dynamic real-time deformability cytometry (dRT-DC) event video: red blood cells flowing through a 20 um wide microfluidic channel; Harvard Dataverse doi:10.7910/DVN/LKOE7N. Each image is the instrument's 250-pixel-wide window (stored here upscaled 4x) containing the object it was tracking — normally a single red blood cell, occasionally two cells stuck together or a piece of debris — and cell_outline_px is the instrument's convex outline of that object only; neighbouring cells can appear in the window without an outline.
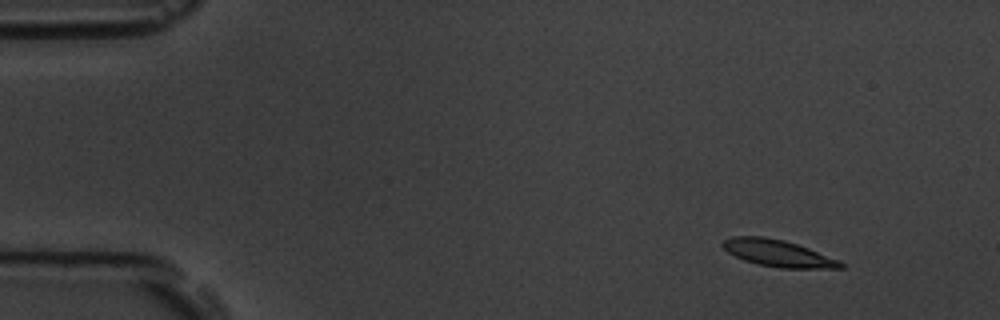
{"species": "common noctule bat (a hibernating species)", "species_latin": "Nyctalus noctula", "temperature_condition": "room temperature", "stored_images_in_passage": 4, "camera_frame_rate_fps": 3000, "um_per_image_px": 0.085, "animal": {"sex": "male", "body_mass_g": 19.5, "forearm_length_mm": 54.6}, "frame": {"image": 1, "passage_image": 1, "time_ms": 0.0, "image_size_px": [1000, 320], "cell_outline_px": [[844, 268], [780, 268], [760, 264], [744, 260], [728, 252], [720, 244], [724, 240], [732, 236], [764, 236], [784, 240], [808, 248], [840, 260], [844, 264]], "centroid_in_image_um": [66.13, 21.52], "position_along_channel_um": 18.9, "area_um2": 18.26}}
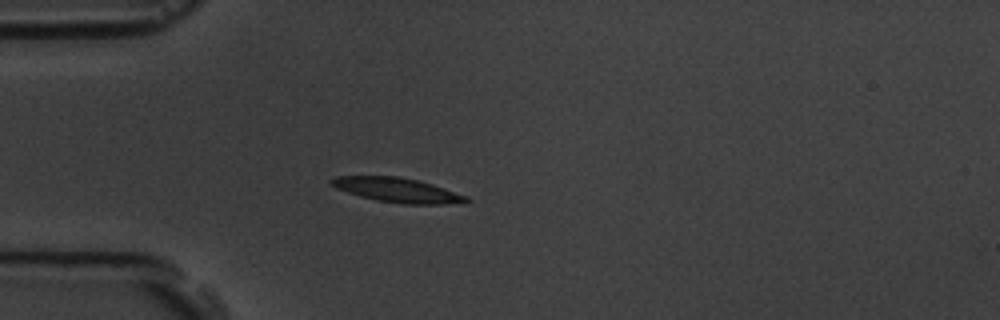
{"frame": {"image": 2, "passage_image": 4, "time_ms": 3.333, "image_size_px": [1000, 320], "cell_outline_px": [[472, 200], [444, 204], [400, 204], [376, 200], [360, 196], [336, 188], [328, 180], [336, 176], [400, 176], [432, 184], [468, 196]], "centroid_in_image_um": [33.76, 16.15], "position_along_channel_um": 51.2, "area_um2": 19.13}}